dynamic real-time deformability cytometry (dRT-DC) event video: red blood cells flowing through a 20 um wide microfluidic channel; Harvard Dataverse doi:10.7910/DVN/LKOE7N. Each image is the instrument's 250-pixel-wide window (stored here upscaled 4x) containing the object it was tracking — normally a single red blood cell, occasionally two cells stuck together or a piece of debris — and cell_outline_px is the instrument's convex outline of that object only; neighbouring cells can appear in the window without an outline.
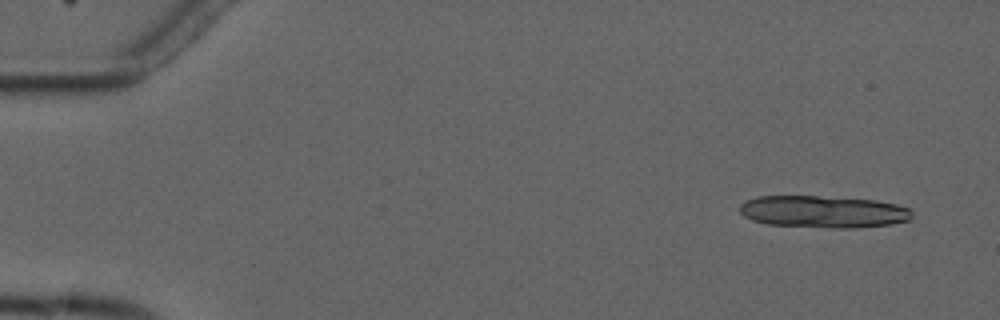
{"species": "common noctule bat (a hibernating species)", "species_latin": "Nyctalus noctula", "temperature_condition": "cold", "stored_images_in_passage": 6, "camera_frame_rate_fps": 3000, "um_per_image_px": 0.085, "animal": {"sex": "male", "forearm_length_mm": 52.5}, "frame": {"image": 1, "passage_image": 1, "time_ms": 0.0, "image_size_px": [1000, 320], "cell_outline_px": [[912, 216], [908, 220], [888, 224], [856, 228], [832, 228], [768, 224], [752, 220], [744, 216], [740, 212], [740, 204], [744, 200], [756, 196], [816, 196], [876, 200], [896, 204], [908, 208], [912, 212]], "centroid_in_image_um": [69.94, 17.99], "position_along_channel_um": 15.1, "area_um2": 32.19}}
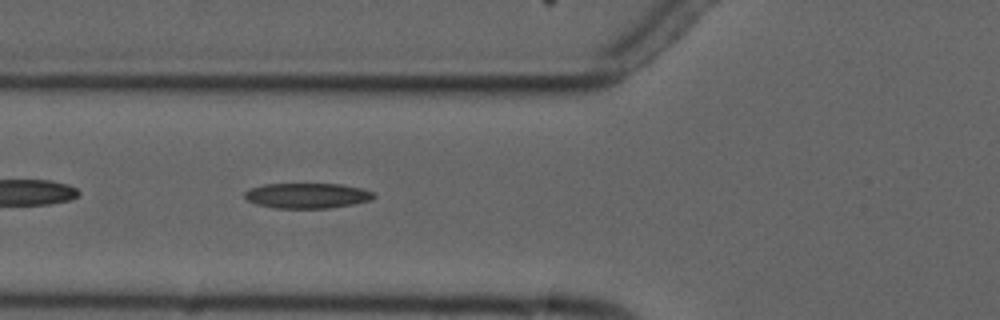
{"frame": {"image": 2, "passage_image": 6, "time_ms": 5.667, "image_size_px": [1000, 320], "cell_outline_px": [[376, 196], [372, 200], [352, 204], [328, 208], [276, 208], [256, 204], [248, 200], [244, 196], [244, 192], [252, 188], [264, 184], [340, 184], [360, 188], [372, 192]], "centroid_in_image_um": [26.11, 16.63], "position_along_channel_um": 99.7, "area_um2": 18.84}}